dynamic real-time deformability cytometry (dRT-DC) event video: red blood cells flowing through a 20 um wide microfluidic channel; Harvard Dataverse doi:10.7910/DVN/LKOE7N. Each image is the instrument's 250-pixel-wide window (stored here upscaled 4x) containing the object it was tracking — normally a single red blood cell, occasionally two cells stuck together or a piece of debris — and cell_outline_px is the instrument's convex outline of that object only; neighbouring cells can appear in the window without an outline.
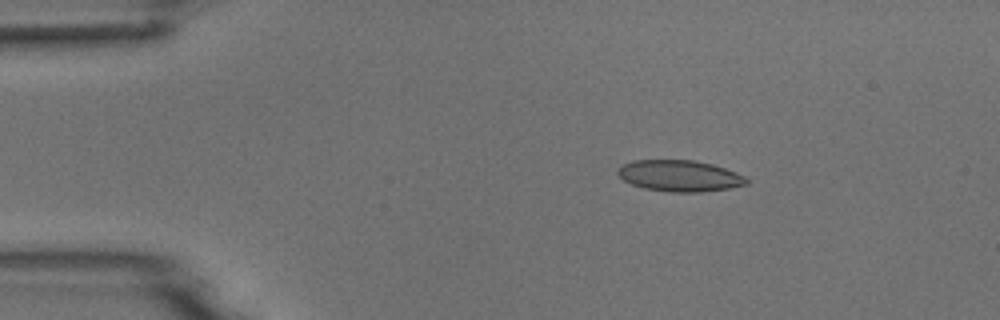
{"species": "common noctule bat (a hibernating species)", "species_latin": "Nyctalus noctula", "temperature_condition": "room temperature", "stored_images_in_passage": 4, "segment_of_instrument_passage": [1, 2], "camera_frame_rate_fps": 3000, "um_per_image_px": 0.085, "animal": {"sex": "male", "body_mass_g": 18.8}, "frame": {"image": 1, "passage_image": 2, "time_ms": 1.333, "image_size_px": [1000, 320], "cell_outline_px": [[748, 184], [728, 188], [700, 192], [668, 192], [644, 188], [632, 184], [624, 180], [616, 172], [624, 164], [632, 160], [692, 160], [712, 164], [736, 172], [744, 176], [748, 180]], "centroid_in_image_um": [57.77, 14.95], "position_along_channel_um": 27.2, "area_um2": 23.29}}